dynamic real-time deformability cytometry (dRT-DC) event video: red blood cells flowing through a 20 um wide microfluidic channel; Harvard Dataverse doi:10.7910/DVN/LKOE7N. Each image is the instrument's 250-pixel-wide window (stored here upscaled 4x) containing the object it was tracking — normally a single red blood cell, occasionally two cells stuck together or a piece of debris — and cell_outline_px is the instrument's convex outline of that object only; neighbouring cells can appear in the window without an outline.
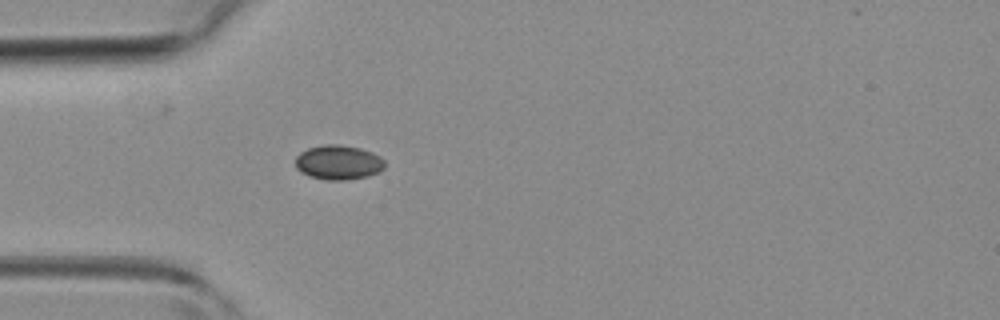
{"species": "common noctule bat (a hibernating species)", "species_latin": "Nyctalus noctula", "temperature_condition": "room temperature", "stored_images_in_passage": 2, "camera_frame_rate_fps": 3000, "um_per_image_px": 0.085, "animal": {"sex": "female", "body_mass_g": 19.3, "forearm_length_mm": 54.1}, "frame": {"image": 1, "passage_image": 2, "time_ms": 1.0, "image_size_px": [1000, 320], "cell_outline_px": [[384, 168], [380, 172], [368, 176], [344, 180], [328, 180], [308, 176], [300, 172], [296, 168], [296, 156], [300, 152], [308, 148], [324, 144], [340, 144], [360, 148], [372, 152], [380, 156], [384, 160]], "centroid_in_image_um": [28.76, 13.8], "position_along_channel_um": 56.2, "area_um2": 18.15}}